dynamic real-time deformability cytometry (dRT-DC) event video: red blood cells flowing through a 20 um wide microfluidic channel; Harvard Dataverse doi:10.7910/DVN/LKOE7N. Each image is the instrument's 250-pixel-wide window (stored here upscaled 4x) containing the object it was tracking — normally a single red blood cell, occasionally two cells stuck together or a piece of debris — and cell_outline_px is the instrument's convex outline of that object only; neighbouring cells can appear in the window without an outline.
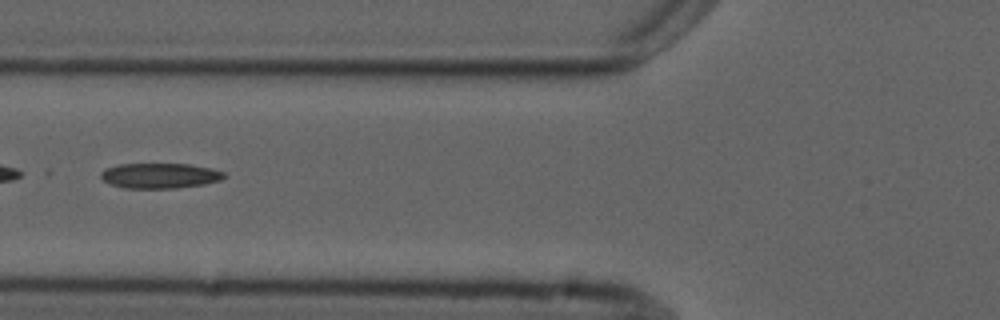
{"species": "common noctule bat (a hibernating species)", "species_latin": "Nyctalus noctula", "temperature_condition": "cold", "stored_images_in_passage": 7, "camera_frame_rate_fps": 3000, "um_per_image_px": 0.085, "animal": {"sex": "male", "forearm_length_mm": 52.5}, "frame": {"image": 1, "passage_image": 4, "time_ms": 3.667, "image_size_px": [1000, 320], "cell_outline_px": [[228, 176], [220, 180], [204, 184], [176, 188], [124, 188], [112, 184], [104, 180], [100, 176], [100, 172], [104, 168], [120, 164], [188, 164], [212, 168], [224, 172]], "centroid_in_image_um": [13.6, 14.93], "position_along_channel_um": 112.2, "area_um2": 18.15}}
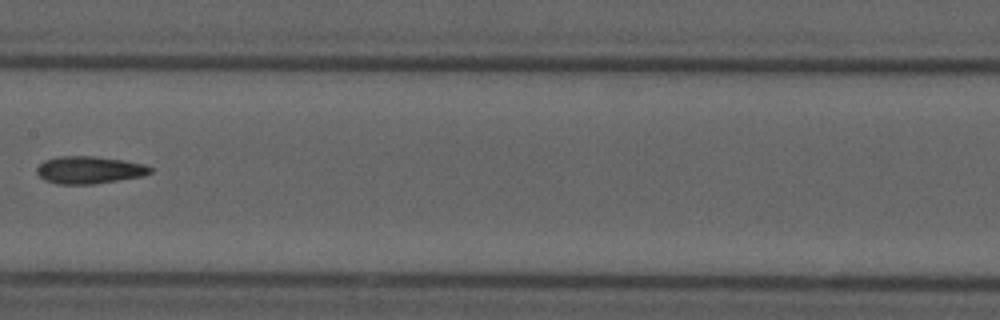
{"frame": {"image": 2, "passage_image": 6, "time_ms": 6.0, "image_size_px": [1000, 320], "cell_outline_px": [[152, 172], [144, 176], [92, 184], [56, 184], [44, 180], [36, 172], [36, 168], [44, 160], [60, 156], [96, 156], [124, 160], [144, 164], [152, 168]], "centroid_in_image_um": [7.58, 14.44], "position_along_channel_um": 199.8, "area_um2": 18.21}}
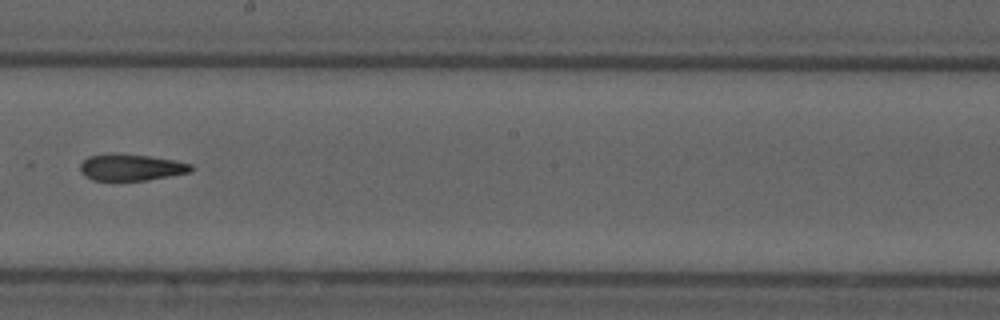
{"frame": {"image": 3, "passage_image": 7, "time_ms": 7.0, "image_size_px": [1000, 320], "cell_outline_px": [[196, 168], [192, 172], [148, 180], [92, 180], [84, 176], [80, 172], [80, 164], [88, 156], [112, 152], [148, 156], [172, 160], [192, 164]], "centroid_in_image_um": [11.14, 14.22], "position_along_channel_um": 237.1, "area_um2": 17.4}}